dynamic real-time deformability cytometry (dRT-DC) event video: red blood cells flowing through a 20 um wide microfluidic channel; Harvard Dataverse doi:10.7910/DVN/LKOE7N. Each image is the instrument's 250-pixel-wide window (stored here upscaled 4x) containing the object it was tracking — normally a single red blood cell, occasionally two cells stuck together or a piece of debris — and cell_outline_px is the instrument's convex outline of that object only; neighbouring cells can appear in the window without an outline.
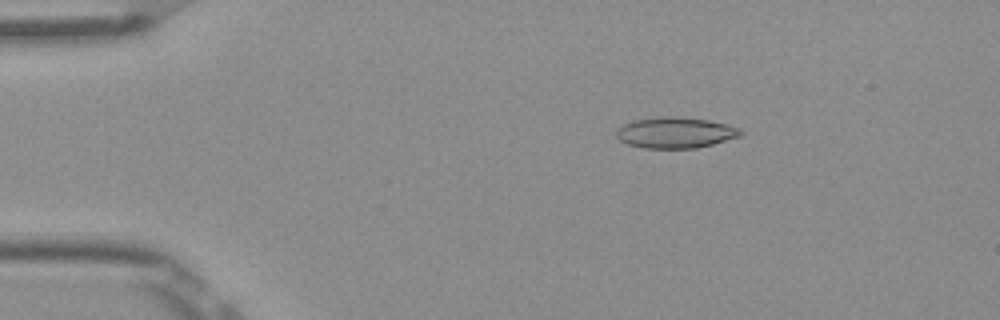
{"species": "Egyptian fruit bat (a non-hibernating species)", "species_latin": "Rousettus aegyptiacus", "temperature_condition": "room temperature", "stored_images_in_passage": 52, "camera_frame_rate_fps": 3000, "um_per_image_px": 0.085, "frame": {"image": 1, "passage_image": 9, "time_ms": 2.667, "image_size_px": [1000, 320], "cell_outline_px": [[744, 132], [740, 136], [712, 144], [696, 148], [644, 148], [628, 144], [620, 140], [616, 136], [616, 128], [632, 120], [660, 116], [680, 116], [708, 120], [740, 128]], "centroid_in_image_um": [57.38, 11.26], "position_along_channel_um": 27.6, "area_um2": 22.48}}
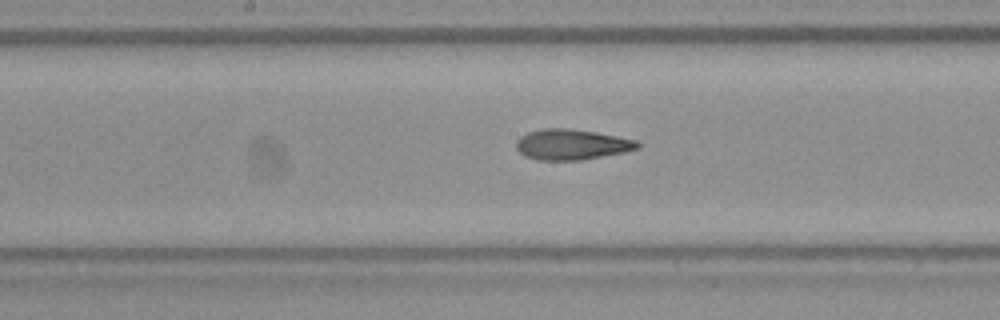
{"frame": {"image": 2, "passage_image": 27, "time_ms": 8.667, "image_size_px": [1000, 320], "cell_outline_px": [[640, 148], [624, 152], [580, 160], [536, 160], [524, 156], [516, 148], [516, 140], [520, 136], [528, 132], [544, 128], [572, 128], [596, 132], [636, 140], [640, 144]], "centroid_in_image_um": [48.57, 12.28], "position_along_channel_um": 199.6, "area_um2": 21.68}}
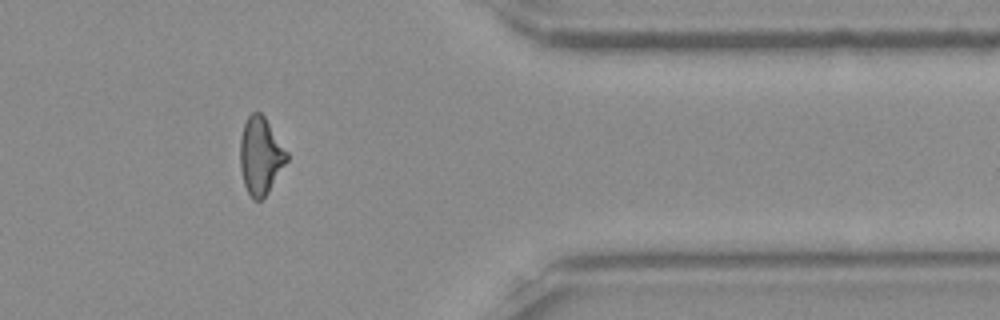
{"frame": {"image": 3, "passage_image": 43, "time_ms": 14.0, "image_size_px": [1000, 320], "cell_outline_px": [[288, 160], [268, 192], [260, 200], [252, 200], [244, 184], [240, 168], [240, 136], [244, 124], [248, 116], [252, 112], [260, 112], [264, 116], [288, 152]], "centroid_in_image_um": [22.14, 13.24], "position_along_channel_um": 389.3, "area_um2": 20.98}, "authors_computed_cell_mechanics": {"area_um2": 21.675, "velocity_mm_per_s": 3.9053, "shape_relaxation_time_tau1_ms": null, "shape_relaxation_time_tau2_ms": 2.4805, "deformation_change_tau1": null, "deformation_change_tau2": 0.1046}}